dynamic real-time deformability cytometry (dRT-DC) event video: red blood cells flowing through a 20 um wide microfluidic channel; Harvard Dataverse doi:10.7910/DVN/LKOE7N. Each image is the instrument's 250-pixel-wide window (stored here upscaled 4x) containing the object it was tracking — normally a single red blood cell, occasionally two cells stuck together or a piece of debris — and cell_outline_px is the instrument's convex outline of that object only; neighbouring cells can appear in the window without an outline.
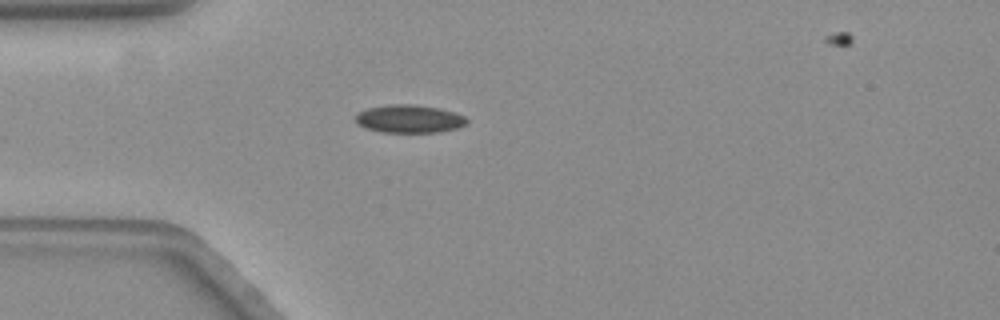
{"species": "common noctule bat (a hibernating species)", "species_latin": "Nyctalus noctula", "temperature_condition": "warm", "stored_images_in_passage": 50, "camera_frame_rate_fps": 3000, "um_per_image_px": 0.085, "animal": {"sex": "female", "body_mass_g": 19.3, "forearm_length_mm": 54.1}, "frame": {"image": 1, "passage_image": 11, "time_ms": 3.333, "image_size_px": [1000, 320], "cell_outline_px": [[468, 120], [464, 124], [456, 128], [436, 132], [380, 132], [364, 128], [356, 120], [356, 112], [368, 108], [388, 104], [416, 104], [440, 108], [464, 116]], "centroid_in_image_um": [34.74, 10.09], "position_along_channel_um": 50.3, "area_um2": 18.09}}
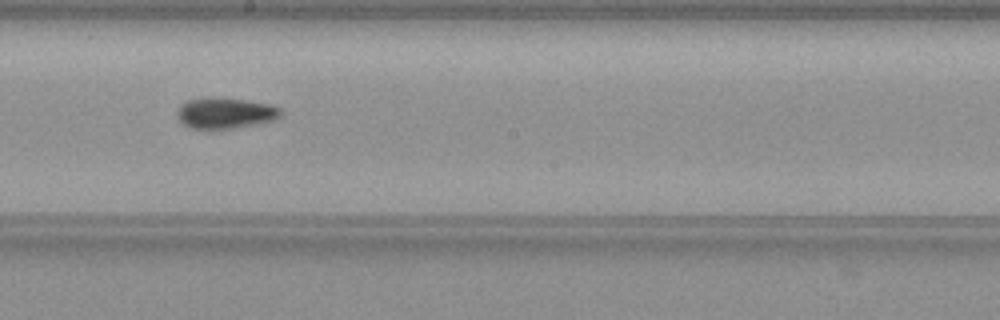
{"frame": {"image": 2, "passage_image": 27, "time_ms": 8.667, "image_size_px": [1000, 320], "cell_outline_px": [[280, 116], [272, 120], [232, 128], [192, 128], [184, 124], [180, 120], [180, 108], [188, 100], [216, 96], [248, 100], [272, 104], [280, 108]], "centroid_in_image_um": [19.2, 9.58], "position_along_channel_um": 229.0, "area_um2": 18.15}}
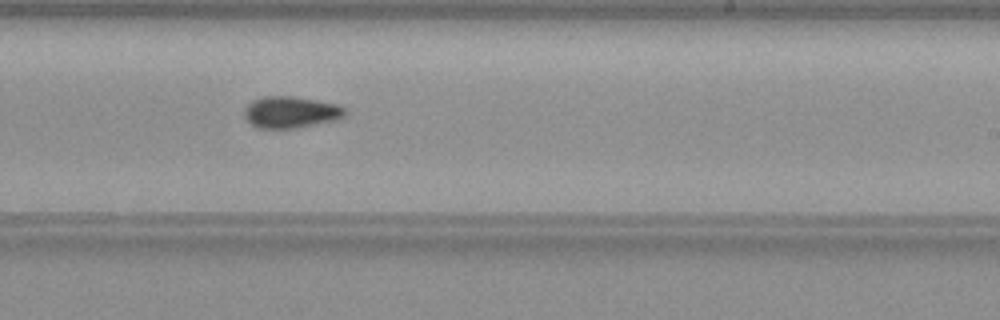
{"frame": {"image": 3, "passage_image": 30, "time_ms": 9.667, "image_size_px": [1000, 320], "cell_outline_px": [[344, 116], [336, 120], [296, 128], [256, 128], [244, 116], [244, 112], [248, 104], [252, 100], [264, 96], [292, 96], [340, 104], [344, 108]], "centroid_in_image_um": [24.71, 9.53], "position_along_channel_um": 264.3, "area_um2": 18.5}}